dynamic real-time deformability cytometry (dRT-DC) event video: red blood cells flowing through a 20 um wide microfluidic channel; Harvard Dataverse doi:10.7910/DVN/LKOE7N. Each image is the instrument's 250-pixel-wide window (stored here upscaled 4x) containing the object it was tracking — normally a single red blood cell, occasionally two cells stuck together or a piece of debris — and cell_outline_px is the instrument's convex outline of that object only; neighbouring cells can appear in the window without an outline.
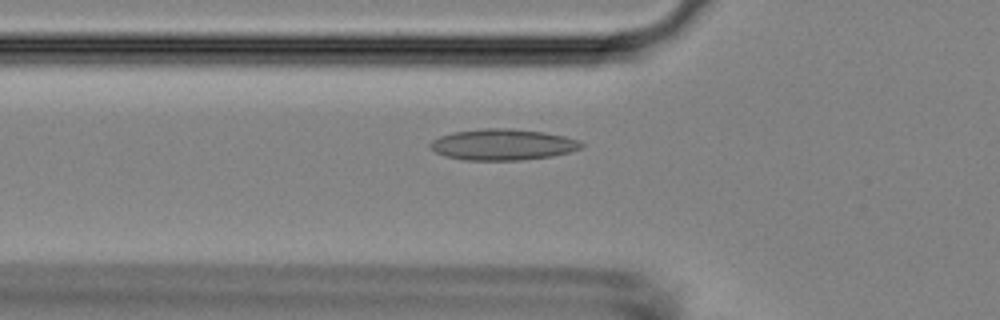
{"species": "Egyptian fruit bat (a non-hibernating species)", "species_latin": "Rousettus aegyptiacus", "temperature_condition": "room temperature", "stored_images_in_passage": 5, "segment_of_instrument_passage": [2, 2], "camera_frame_rate_fps": 3000, "um_per_image_px": 0.085, "animal": {"sex": "female"}, "frame": {"image": 1, "passage_image": 5, "time_ms": 4.667, "image_size_px": [1000, 320], "cell_outline_px": [[584, 144], [580, 148], [568, 152], [552, 156], [520, 160], [464, 160], [444, 156], [428, 148], [428, 144], [432, 140], [440, 136], [452, 132], [484, 128], [512, 128], [544, 132], [564, 136], [580, 140]], "centroid_in_image_um": [42.69, 12.28], "position_along_channel_um": 83.1, "area_um2": 27.57}}